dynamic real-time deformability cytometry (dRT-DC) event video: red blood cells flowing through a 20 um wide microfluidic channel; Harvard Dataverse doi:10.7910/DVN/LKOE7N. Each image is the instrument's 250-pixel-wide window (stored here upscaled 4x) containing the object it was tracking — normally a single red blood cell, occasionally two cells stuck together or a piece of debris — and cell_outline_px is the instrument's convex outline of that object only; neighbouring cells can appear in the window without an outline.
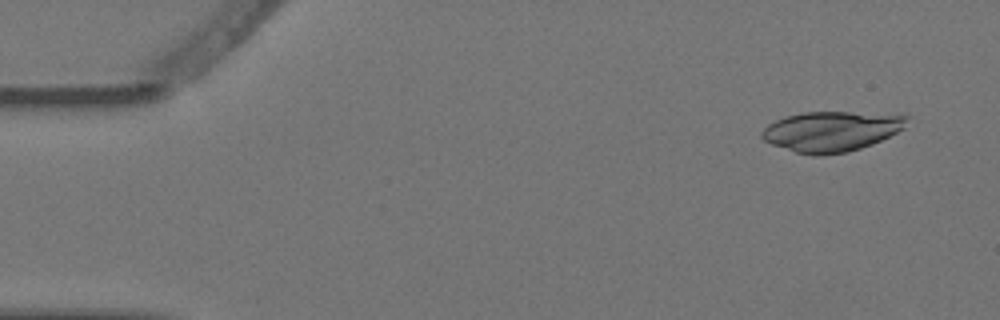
{"species": "Egyptian fruit bat (a non-hibernating species)", "species_latin": "Rousettus aegyptiacus", "temperature_condition": "warm", "stored_images_in_passage": 6, "camera_frame_rate_fps": 3000, "um_per_image_px": 0.085, "animal": {"sex": "female"}, "frame": {"image": 1, "passage_image": 1, "time_ms": 0.0, "image_size_px": [1000, 320], "cell_outline_px": [[912, 116], [904, 128], [872, 144], [848, 152], [820, 156], [812, 156], [796, 152], [772, 144], [764, 140], [760, 136], [760, 132], [768, 124], [784, 116], [804, 112], [848, 112]], "centroid_in_image_um": [70.64, 11.17], "position_along_channel_um": 14.4, "area_um2": 33.93}}